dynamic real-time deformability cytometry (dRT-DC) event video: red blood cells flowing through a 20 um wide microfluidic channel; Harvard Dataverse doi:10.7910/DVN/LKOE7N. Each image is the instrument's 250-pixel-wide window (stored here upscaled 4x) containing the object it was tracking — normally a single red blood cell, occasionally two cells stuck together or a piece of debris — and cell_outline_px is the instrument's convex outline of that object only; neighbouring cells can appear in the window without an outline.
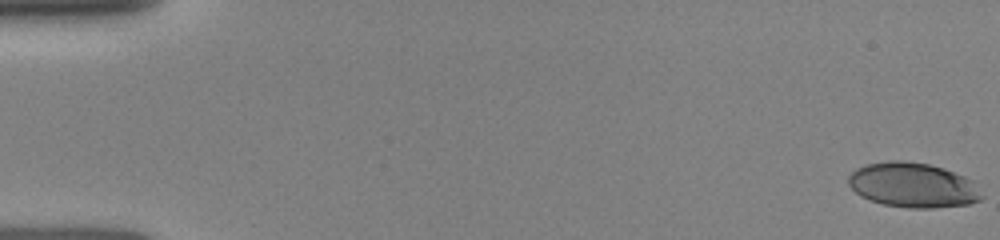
{"species": "human", "species_latin": "Homo sapiens", "temperature_condition": "room temperature", "stored_images_in_passage": 49, "camera_frame_rate_fps": 3000, "um_per_image_px": 0.085, "donor": {"sex": "female"}, "frame": {"image": 1, "passage_image": 1, "time_ms": 0.0, "image_size_px": [1000, 240], "cell_outline_px": [[984, 196], [980, 200], [968, 204], [932, 208], [908, 208], [884, 204], [860, 196], [848, 184], [848, 176], [856, 168], [868, 164], [888, 160], [904, 160], [928, 164], [944, 168], [964, 176], [972, 180]], "centroid_in_image_um": [77.6, 15.73], "position_along_channel_um": 7.4, "area_um2": 34.8}}
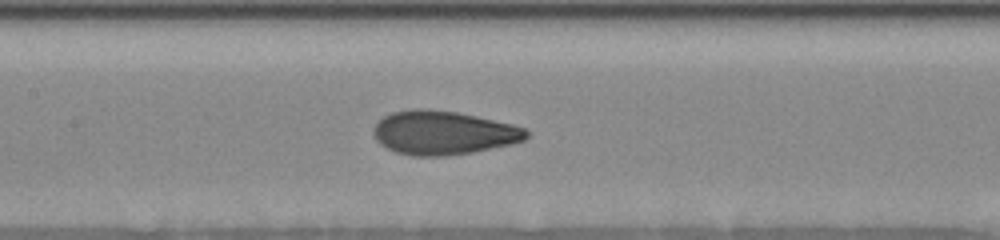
{"frame": {"image": 2, "passage_image": 32, "time_ms": 7.667, "image_size_px": [1000, 240], "cell_outline_px": [[528, 136], [524, 140], [512, 144], [472, 152], [444, 156], [412, 156], [396, 152], [380, 144], [376, 140], [372, 132], [376, 124], [384, 116], [392, 112], [412, 108], [428, 108], [456, 112], [476, 116], [512, 124], [528, 128]], "centroid_in_image_um": [37.68, 11.28], "position_along_channel_um": 169.7, "area_um2": 39.13}}
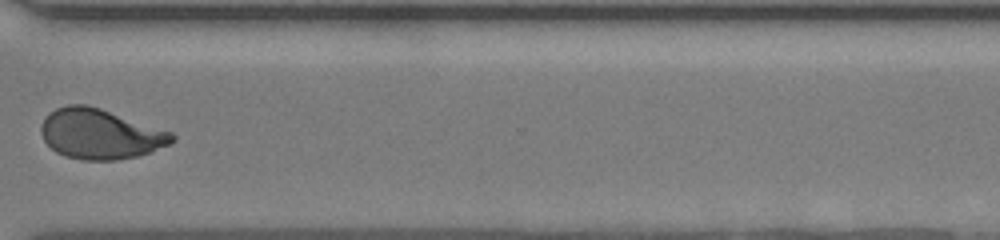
{"frame": {"image": 3, "passage_image": 42, "time_ms": 12.333, "image_size_px": [1000, 240], "cell_outline_px": [[176, 140], [168, 144], [140, 156], [116, 160], [80, 160], [64, 156], [56, 152], [44, 140], [40, 132], [40, 124], [56, 108], [68, 104], [88, 104], [172, 132], [176, 136]], "centroid_in_image_um": [8.51, 11.4], "position_along_channel_um": 362.1, "area_um2": 38.21}}